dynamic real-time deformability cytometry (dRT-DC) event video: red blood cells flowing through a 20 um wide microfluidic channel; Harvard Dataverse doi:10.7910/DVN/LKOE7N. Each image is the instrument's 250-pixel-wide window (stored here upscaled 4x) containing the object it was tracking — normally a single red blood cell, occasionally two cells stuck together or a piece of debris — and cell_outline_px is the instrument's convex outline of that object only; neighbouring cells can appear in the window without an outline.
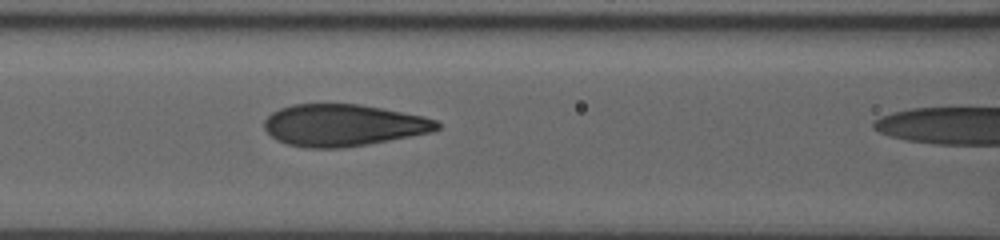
{"species": "human", "species_latin": "Homo sapiens", "temperature_condition": "room temperature", "stored_images_in_passage": 17, "camera_frame_rate_fps": 3000, "um_per_image_px": 0.085, "donor": {"sex": "male"}, "frame": {"image": 1, "passage_image": 16, "time_ms": 5.0, "image_size_px": [1000, 240], "cell_outline_px": [[440, 128], [432, 132], [368, 144], [340, 148], [304, 148], [288, 144], [276, 140], [264, 128], [264, 120], [272, 112], [280, 108], [292, 104], [360, 104], [424, 116], [436, 120], [440, 124]], "centroid_in_image_um": [29.17, 10.64], "position_along_channel_um": 137.4, "area_um2": 42.19}}